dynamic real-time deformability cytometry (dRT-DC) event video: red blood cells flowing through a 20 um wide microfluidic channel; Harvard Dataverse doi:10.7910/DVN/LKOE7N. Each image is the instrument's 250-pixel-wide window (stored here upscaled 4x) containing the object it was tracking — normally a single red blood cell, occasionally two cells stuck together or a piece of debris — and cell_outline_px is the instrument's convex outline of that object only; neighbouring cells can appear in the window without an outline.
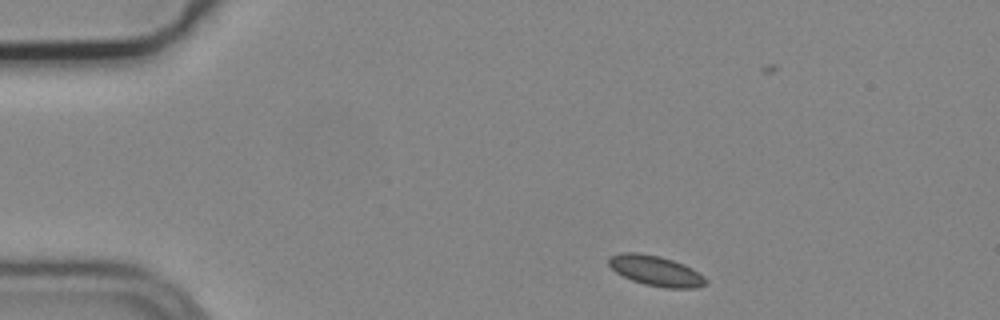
{"species": "common noctule bat (a hibernating species)", "species_latin": "Nyctalus noctula", "temperature_condition": "cold", "stored_images_in_passage": 4, "camera_frame_rate_fps": 3000, "um_per_image_px": 0.085, "animal": {"sex": "male", "body_mass_g": 19.2, "forearm_length_mm": 51.8}, "frame": {"image": 1, "passage_image": 1, "time_ms": 0.0, "image_size_px": [1000, 320], "cell_outline_px": [[708, 284], [696, 288], [664, 288], [644, 284], [632, 280], [616, 272], [608, 264], [608, 260], [612, 256], [620, 252], [636, 252], [660, 256], [672, 260], [692, 268], [704, 276], [708, 280]], "centroid_in_image_um": [55.77, 23.02], "position_along_channel_um": 29.2, "area_um2": 17.11}}